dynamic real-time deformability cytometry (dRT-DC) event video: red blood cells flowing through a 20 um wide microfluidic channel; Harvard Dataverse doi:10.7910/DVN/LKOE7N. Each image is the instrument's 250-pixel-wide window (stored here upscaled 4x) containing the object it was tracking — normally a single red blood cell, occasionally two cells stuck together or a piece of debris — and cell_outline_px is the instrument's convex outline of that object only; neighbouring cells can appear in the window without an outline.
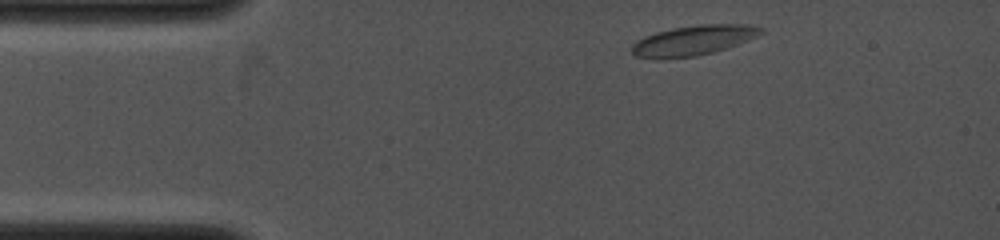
{"species": "common noctule bat (a hibernating species)", "species_latin": "Nyctalus noctula", "temperature_condition": "cold", "stored_images_in_passage": 7, "camera_frame_rate_fps": 4000, "um_per_image_px": 0.085, "animal": {"sex": "female", "body_mass_g": 19.0, "forearm_length_mm": 53.3}, "frame": {"image": 1, "passage_image": 1, "time_ms": 0.0, "image_size_px": [1000, 240], "cell_outline_px": [[764, 32], [748, 40], [728, 48], [696, 56], [660, 60], [656, 60], [636, 56], [632, 52], [632, 44], [644, 36], [656, 32], [672, 28], [704, 24], [748, 24], [764, 28]], "centroid_in_image_um": [58.92, 3.44], "position_along_channel_um": 26.1, "area_um2": 22.77}}
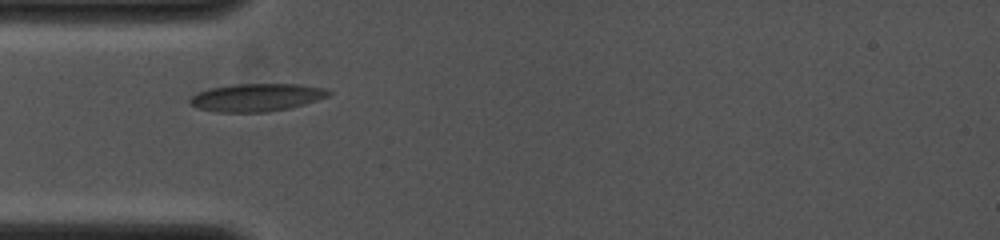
{"frame": {"image": 2, "passage_image": 5, "time_ms": 1.0, "image_size_px": [1000, 240], "cell_outline_px": [[332, 92], [328, 96], [304, 104], [288, 108], [268, 112], [216, 112], [196, 108], [188, 100], [196, 92], [208, 88], [232, 84], [296, 84], [324, 88]], "centroid_in_image_um": [21.75, 8.28], "position_along_channel_um": 63.2, "area_um2": 22.48}}
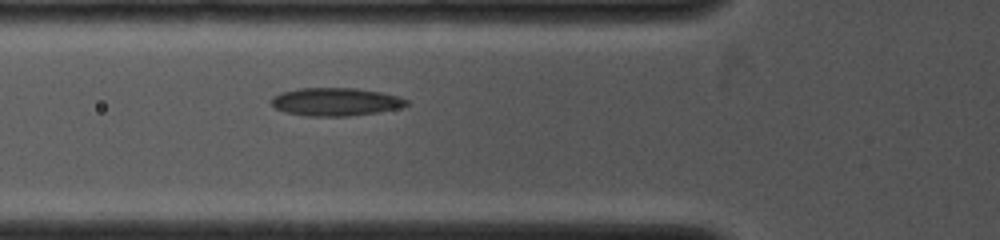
{"frame": {"image": 3, "passage_image": 7, "time_ms": 1.5, "image_size_px": [1000, 240], "cell_outline_px": [[408, 104], [400, 108], [376, 112], [348, 116], [304, 116], [284, 112], [276, 108], [272, 104], [272, 96], [280, 92], [300, 88], [356, 88], [380, 92], [396, 96], [408, 100]], "centroid_in_image_um": [28.49, 8.65], "position_along_channel_um": 97.3, "area_um2": 22.02}}